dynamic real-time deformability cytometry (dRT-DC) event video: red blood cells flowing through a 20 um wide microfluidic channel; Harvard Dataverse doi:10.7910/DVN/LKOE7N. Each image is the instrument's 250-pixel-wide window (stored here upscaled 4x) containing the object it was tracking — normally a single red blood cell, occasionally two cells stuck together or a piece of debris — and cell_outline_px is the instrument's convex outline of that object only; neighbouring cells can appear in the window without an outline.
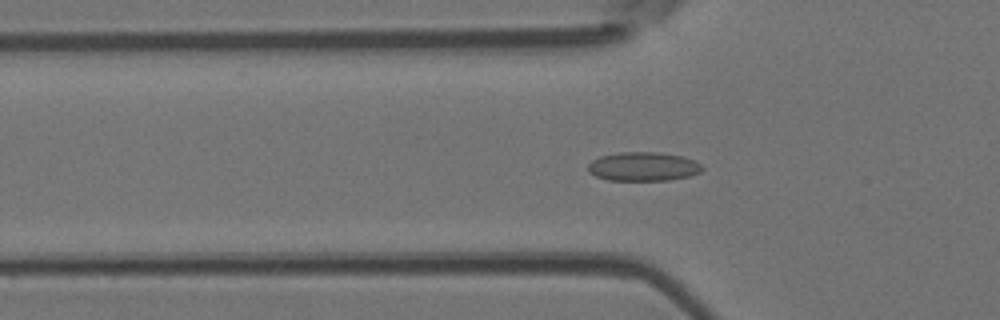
{"species": "Egyptian fruit bat (a non-hibernating species)", "species_latin": "Rousettus aegyptiacus", "temperature_condition": "room temperature", "stored_images_in_passage": 52, "camera_frame_rate_fps": 3000, "um_per_image_px": 0.085, "animal": {"sex": "female"}, "frame": {"image": 1, "passage_image": 17, "time_ms": 5.333, "image_size_px": [1000, 320], "cell_outline_px": [[704, 168], [700, 172], [688, 176], [668, 180], [608, 180], [596, 176], [588, 172], [588, 164], [592, 160], [600, 156], [620, 152], [656, 152], [684, 156], [700, 164]], "centroid_in_image_um": [54.65, 14.15], "position_along_channel_um": 71.1, "area_um2": 19.19}}
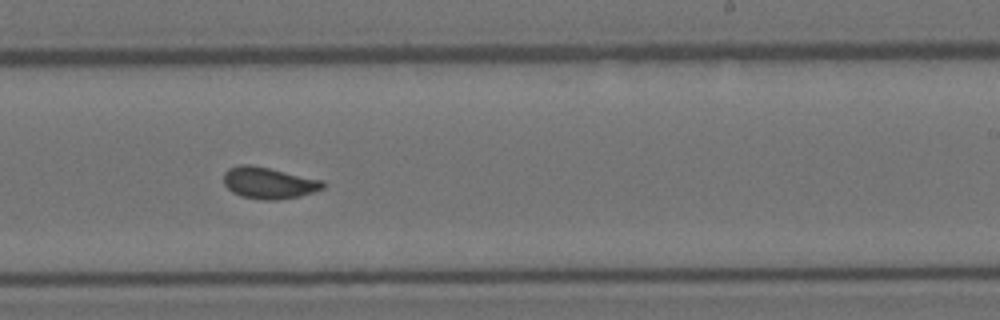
{"frame": {"image": 2, "passage_image": 32, "time_ms": 10.333, "image_size_px": [1000, 320], "cell_outline_px": [[328, 184], [324, 188], [300, 196], [276, 200], [264, 200], [240, 196], [232, 192], [224, 184], [224, 172], [228, 168], [236, 164], [248, 164], [268, 168], [324, 180]], "centroid_in_image_um": [22.85, 15.54], "position_along_channel_um": 266.2, "area_um2": 18.38}}
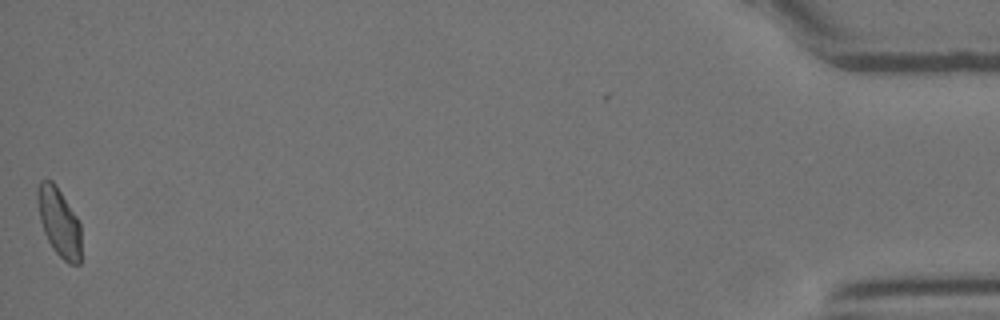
{"frame": {"image": 3, "passage_image": 52, "time_ms": 17.0, "image_size_px": [1000, 320], "cell_outline_px": [[80, 264], [68, 264], [52, 248], [44, 232], [40, 220], [36, 200], [36, 188], [40, 180], [52, 180], [56, 184], [76, 216], [80, 224]], "centroid_in_image_um": [4.99, 18.85], "position_along_channel_um": 430.2, "area_um2": 17.51}, "authors_computed_cell_mechanics": {"area_um2": 18.2359, "velocity_mm_per_s": 3.8903, "shape_relaxation_time_tau1_ms": 7.4327, "shape_relaxation_time_tau2_ms": null, "deformation_change_tau1": 0.1354, "deformation_change_tau2": null}}